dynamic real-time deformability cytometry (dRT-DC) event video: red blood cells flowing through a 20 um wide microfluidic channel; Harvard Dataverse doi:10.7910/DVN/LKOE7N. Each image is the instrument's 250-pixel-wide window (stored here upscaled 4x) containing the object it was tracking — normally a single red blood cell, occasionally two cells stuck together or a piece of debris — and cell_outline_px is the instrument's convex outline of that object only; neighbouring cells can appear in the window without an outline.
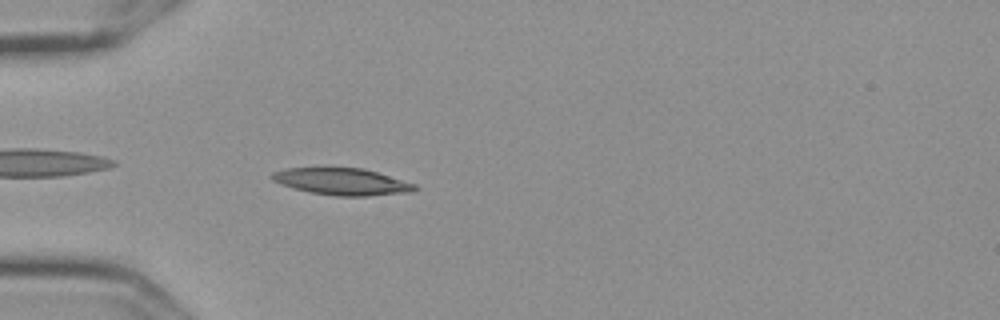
{"species": "Egyptian fruit bat (a non-hibernating species)", "species_latin": "Rousettus aegyptiacus", "temperature_condition": "cold", "stored_images_in_passage": 41, "camera_frame_rate_fps": 3000, "um_per_image_px": 0.085, "frame": {"image": 1, "passage_image": 2, "time_ms": 0.333, "image_size_px": [1000, 320], "cell_outline_px": [[416, 188], [412, 192], [368, 196], [336, 196], [312, 192], [280, 184], [272, 180], [268, 176], [272, 172], [288, 168], [364, 168], [416, 184]], "centroid_in_image_um": [29.06, 15.43], "position_along_channel_um": 55.9, "area_um2": 22.2}}
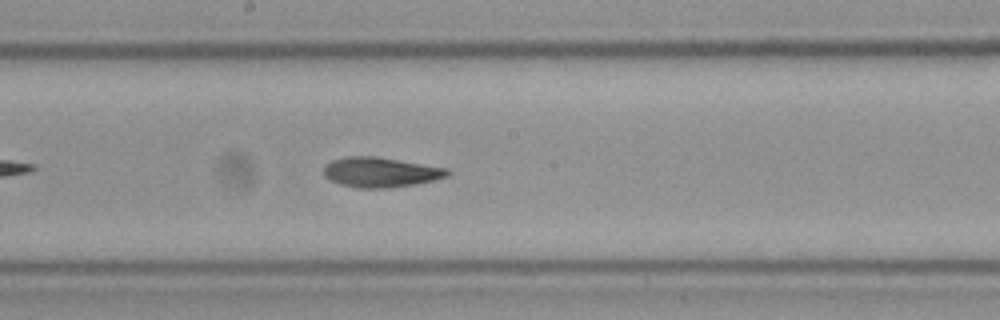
{"frame": {"image": 2, "passage_image": 16, "time_ms": 5.0, "image_size_px": [1000, 320], "cell_outline_px": [[452, 172], [448, 176], [416, 184], [388, 188], [356, 188], [340, 184], [324, 176], [324, 164], [332, 160], [344, 156], [376, 156], [448, 168]], "centroid_in_image_um": [32.34, 14.63], "position_along_channel_um": 215.9, "area_um2": 21.73}}
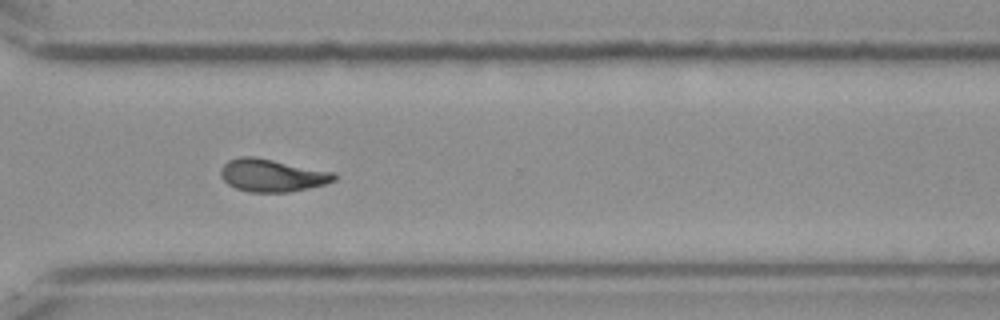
{"frame": {"image": 3, "passage_image": 27, "time_ms": 8.667, "image_size_px": [1000, 320], "cell_outline_px": [[336, 180], [324, 184], [308, 188], [288, 192], [248, 192], [236, 188], [228, 184], [220, 176], [220, 168], [228, 160], [240, 156], [256, 156], [336, 172]], "centroid_in_image_um": [23.12, 14.89], "position_along_channel_um": 347.5, "area_um2": 21.85}, "authors_computed_cell_mechanics": {"area_um2": 21.3282, "velocity_mm_per_s": 3.5995, "shape_relaxation_time_tau1_ms": 9.9635, "shape_relaxation_time_tau2_ms": 3.1453, "deformation_change_tau1": 0.2116, "deformation_change_tau2": 0.0932}}